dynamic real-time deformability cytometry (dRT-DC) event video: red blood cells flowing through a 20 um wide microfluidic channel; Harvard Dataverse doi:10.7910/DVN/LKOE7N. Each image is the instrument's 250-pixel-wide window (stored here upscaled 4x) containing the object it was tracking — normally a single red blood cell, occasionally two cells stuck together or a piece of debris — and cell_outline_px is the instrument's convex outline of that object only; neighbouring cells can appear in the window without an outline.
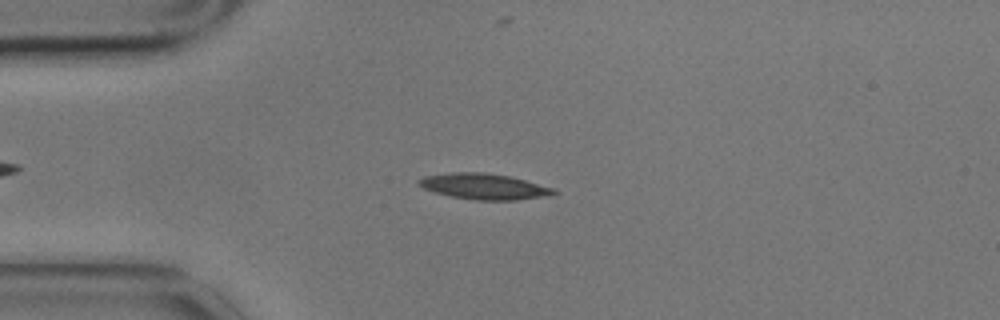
{"species": "common noctule bat (a hibernating species)", "species_latin": "Nyctalus noctula", "temperature_condition": "cold", "stored_images_in_passage": 5, "camera_frame_rate_fps": 3000, "um_per_image_px": 0.085, "animal": {"sex": "male", "body_mass_g": 17.9}, "frame": {"image": 1, "passage_image": 3, "time_ms": 0.667, "image_size_px": [1000, 320], "cell_outline_px": [[560, 192], [548, 196], [516, 200], [476, 200], [452, 196], [436, 192], [424, 188], [416, 184], [416, 180], [424, 176], [452, 172], [484, 172], [508, 176], [556, 188]], "centroid_in_image_um": [41.17, 15.84], "position_along_channel_um": 43.8, "area_um2": 20.35}}